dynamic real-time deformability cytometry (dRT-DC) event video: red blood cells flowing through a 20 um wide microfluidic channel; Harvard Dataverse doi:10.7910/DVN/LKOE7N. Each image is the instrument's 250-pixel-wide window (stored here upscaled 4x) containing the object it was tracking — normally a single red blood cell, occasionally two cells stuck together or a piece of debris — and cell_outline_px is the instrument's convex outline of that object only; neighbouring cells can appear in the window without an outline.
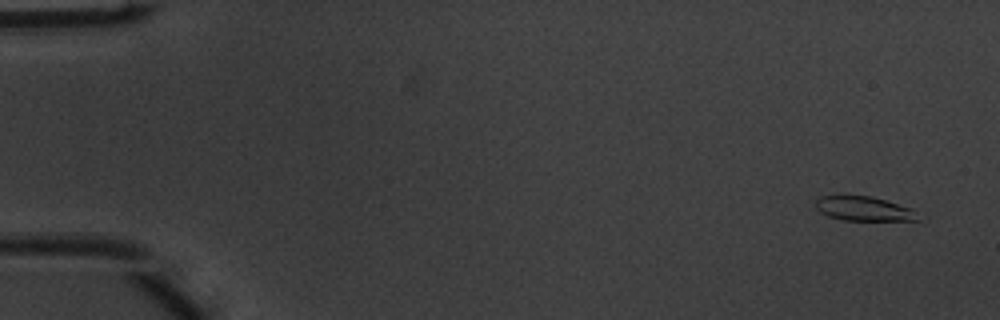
{"species": "common noctule bat (a hibernating species)", "species_latin": "Nyctalus noctula", "temperature_condition": "warm", "stored_images_in_passage": 51, "camera_frame_rate_fps": 3000, "um_per_image_px": 0.085, "animal": {"sex": "male", "body_mass_g": 20.1, "forearm_length_mm": 53.5}, "frame": {"image": 1, "passage_image": 3, "time_ms": 0.667, "image_size_px": [1000, 320], "cell_outline_px": [[920, 220], [844, 220], [828, 216], [820, 212], [816, 208], [816, 200], [820, 196], [848, 192], [872, 196], [912, 208]], "centroid_in_image_um": [73.34, 17.68], "position_along_channel_um": 11.7, "area_um2": 15.09}}
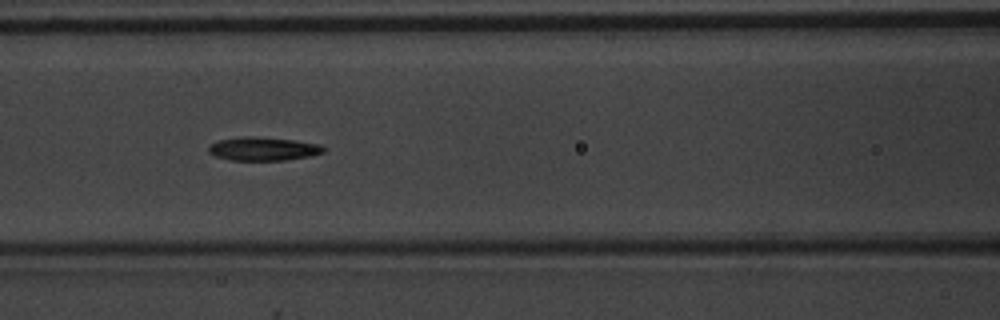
{"frame": {"image": 2, "passage_image": 23, "time_ms": 7.333, "image_size_px": [1000, 320], "cell_outline_px": [[328, 148], [324, 152], [308, 156], [284, 160], [232, 160], [216, 156], [208, 152], [208, 148], [212, 144], [220, 140], [244, 136], [252, 136], [296, 140], [320, 144]], "centroid_in_image_um": [22.42, 12.64], "position_along_channel_um": 144.2, "area_um2": 15.66}}
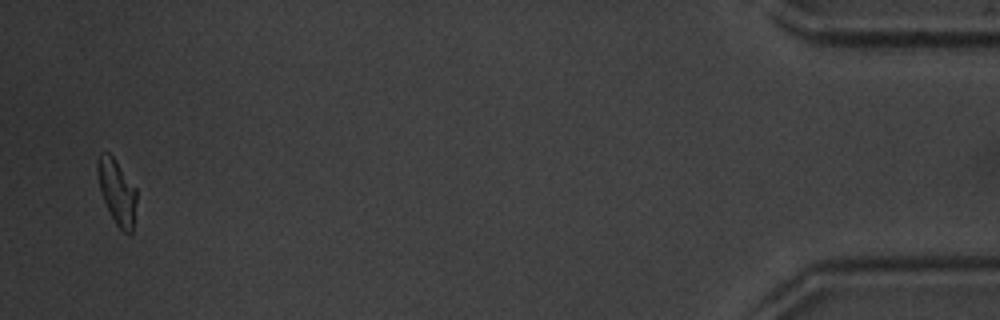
{"frame": {"image": 3, "passage_image": 50, "time_ms": 16.333, "image_size_px": [1000, 320], "cell_outline_px": [[136, 200], [132, 232], [124, 232], [116, 224], [104, 200], [100, 188], [96, 172], [96, 164], [100, 152], [108, 152], [116, 160], [136, 188]], "centroid_in_image_um": [9.93, 16.24], "position_along_channel_um": 425.3, "area_um2": 14.51}, "authors_computed_cell_mechanics": {"area_um2": 15.4904, "velocity_mm_per_s": 4.0224, "shape_relaxation_time_tau1_ms": 3.8862, "shape_relaxation_time_tau2_ms": 6.2191, "deformation_change_tau1": 0.1623, "deformation_change_tau2": 0.1541}}